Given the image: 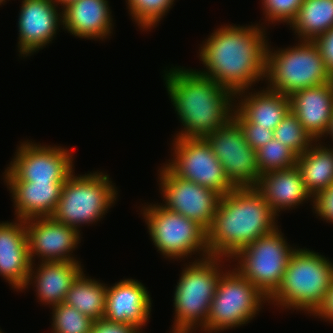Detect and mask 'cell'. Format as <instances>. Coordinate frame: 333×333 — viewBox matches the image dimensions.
Listing matches in <instances>:
<instances>
[{
    "label": "cell",
    "instance_id": "cell-1",
    "mask_svg": "<svg viewBox=\"0 0 333 333\" xmlns=\"http://www.w3.org/2000/svg\"><path fill=\"white\" fill-rule=\"evenodd\" d=\"M258 25H221L214 30L200 46L199 59L206 71L198 72L234 94L265 79L269 44L265 29Z\"/></svg>",
    "mask_w": 333,
    "mask_h": 333
},
{
    "label": "cell",
    "instance_id": "cell-10",
    "mask_svg": "<svg viewBox=\"0 0 333 333\" xmlns=\"http://www.w3.org/2000/svg\"><path fill=\"white\" fill-rule=\"evenodd\" d=\"M284 238L283 233L276 227L231 258L238 260L239 265H235V269L267 298L281 284L288 261L295 250Z\"/></svg>",
    "mask_w": 333,
    "mask_h": 333
},
{
    "label": "cell",
    "instance_id": "cell-7",
    "mask_svg": "<svg viewBox=\"0 0 333 333\" xmlns=\"http://www.w3.org/2000/svg\"><path fill=\"white\" fill-rule=\"evenodd\" d=\"M109 179L108 174L100 171L80 176H74L72 172L63 184L51 217L78 231L82 224L99 221L115 203L118 194Z\"/></svg>",
    "mask_w": 333,
    "mask_h": 333
},
{
    "label": "cell",
    "instance_id": "cell-18",
    "mask_svg": "<svg viewBox=\"0 0 333 333\" xmlns=\"http://www.w3.org/2000/svg\"><path fill=\"white\" fill-rule=\"evenodd\" d=\"M151 297L146 287L134 279H123L107 288L104 318L111 322L146 325L151 313Z\"/></svg>",
    "mask_w": 333,
    "mask_h": 333
},
{
    "label": "cell",
    "instance_id": "cell-24",
    "mask_svg": "<svg viewBox=\"0 0 333 333\" xmlns=\"http://www.w3.org/2000/svg\"><path fill=\"white\" fill-rule=\"evenodd\" d=\"M14 200L16 219L51 217L64 182L5 181Z\"/></svg>",
    "mask_w": 333,
    "mask_h": 333
},
{
    "label": "cell",
    "instance_id": "cell-26",
    "mask_svg": "<svg viewBox=\"0 0 333 333\" xmlns=\"http://www.w3.org/2000/svg\"><path fill=\"white\" fill-rule=\"evenodd\" d=\"M290 27L300 41H314L333 27V0H303Z\"/></svg>",
    "mask_w": 333,
    "mask_h": 333
},
{
    "label": "cell",
    "instance_id": "cell-14",
    "mask_svg": "<svg viewBox=\"0 0 333 333\" xmlns=\"http://www.w3.org/2000/svg\"><path fill=\"white\" fill-rule=\"evenodd\" d=\"M159 185L166 209L197 222L205 230L212 223L221 195L192 181L179 178L166 165L159 169Z\"/></svg>",
    "mask_w": 333,
    "mask_h": 333
},
{
    "label": "cell",
    "instance_id": "cell-38",
    "mask_svg": "<svg viewBox=\"0 0 333 333\" xmlns=\"http://www.w3.org/2000/svg\"><path fill=\"white\" fill-rule=\"evenodd\" d=\"M54 1L57 3V5L61 4L63 10L66 6L77 0H54Z\"/></svg>",
    "mask_w": 333,
    "mask_h": 333
},
{
    "label": "cell",
    "instance_id": "cell-27",
    "mask_svg": "<svg viewBox=\"0 0 333 333\" xmlns=\"http://www.w3.org/2000/svg\"><path fill=\"white\" fill-rule=\"evenodd\" d=\"M107 288L105 284L85 276L82 272L72 283L64 303L76 308L92 320L105 316Z\"/></svg>",
    "mask_w": 333,
    "mask_h": 333
},
{
    "label": "cell",
    "instance_id": "cell-21",
    "mask_svg": "<svg viewBox=\"0 0 333 333\" xmlns=\"http://www.w3.org/2000/svg\"><path fill=\"white\" fill-rule=\"evenodd\" d=\"M254 188L267 201L276 216H279L280 211L292 209L306 200L312 199L310 201L314 202L296 165L263 173Z\"/></svg>",
    "mask_w": 333,
    "mask_h": 333
},
{
    "label": "cell",
    "instance_id": "cell-31",
    "mask_svg": "<svg viewBox=\"0 0 333 333\" xmlns=\"http://www.w3.org/2000/svg\"><path fill=\"white\" fill-rule=\"evenodd\" d=\"M175 0H126L129 14L146 31L157 26Z\"/></svg>",
    "mask_w": 333,
    "mask_h": 333
},
{
    "label": "cell",
    "instance_id": "cell-23",
    "mask_svg": "<svg viewBox=\"0 0 333 333\" xmlns=\"http://www.w3.org/2000/svg\"><path fill=\"white\" fill-rule=\"evenodd\" d=\"M110 10L107 0L74 1L62 10L63 29L79 38L103 40L114 26Z\"/></svg>",
    "mask_w": 333,
    "mask_h": 333
},
{
    "label": "cell",
    "instance_id": "cell-39",
    "mask_svg": "<svg viewBox=\"0 0 333 333\" xmlns=\"http://www.w3.org/2000/svg\"><path fill=\"white\" fill-rule=\"evenodd\" d=\"M328 134L330 135V137L332 138V141H333V112H332V118L330 121L329 129L326 133V136H328Z\"/></svg>",
    "mask_w": 333,
    "mask_h": 333
},
{
    "label": "cell",
    "instance_id": "cell-28",
    "mask_svg": "<svg viewBox=\"0 0 333 333\" xmlns=\"http://www.w3.org/2000/svg\"><path fill=\"white\" fill-rule=\"evenodd\" d=\"M274 138L289 147L297 156L315 142L291 110L274 129Z\"/></svg>",
    "mask_w": 333,
    "mask_h": 333
},
{
    "label": "cell",
    "instance_id": "cell-20",
    "mask_svg": "<svg viewBox=\"0 0 333 333\" xmlns=\"http://www.w3.org/2000/svg\"><path fill=\"white\" fill-rule=\"evenodd\" d=\"M246 92V95H245ZM246 90L237 92L235 98L240 96L236 103L233 118L238 124H258L260 127L273 130L290 111V98L287 95L263 89L256 93ZM243 94V95H242ZM244 96V97H243ZM243 97V98H242Z\"/></svg>",
    "mask_w": 333,
    "mask_h": 333
},
{
    "label": "cell",
    "instance_id": "cell-33",
    "mask_svg": "<svg viewBox=\"0 0 333 333\" xmlns=\"http://www.w3.org/2000/svg\"><path fill=\"white\" fill-rule=\"evenodd\" d=\"M245 140L254 150H258L274 138V131L260 127L258 124H239Z\"/></svg>",
    "mask_w": 333,
    "mask_h": 333
},
{
    "label": "cell",
    "instance_id": "cell-8",
    "mask_svg": "<svg viewBox=\"0 0 333 333\" xmlns=\"http://www.w3.org/2000/svg\"><path fill=\"white\" fill-rule=\"evenodd\" d=\"M230 271V272H229ZM223 272L203 330L217 333L249 323L268 298L235 268Z\"/></svg>",
    "mask_w": 333,
    "mask_h": 333
},
{
    "label": "cell",
    "instance_id": "cell-29",
    "mask_svg": "<svg viewBox=\"0 0 333 333\" xmlns=\"http://www.w3.org/2000/svg\"><path fill=\"white\" fill-rule=\"evenodd\" d=\"M297 158L289 147L273 138L257 150L259 173L291 168L296 165Z\"/></svg>",
    "mask_w": 333,
    "mask_h": 333
},
{
    "label": "cell",
    "instance_id": "cell-5",
    "mask_svg": "<svg viewBox=\"0 0 333 333\" xmlns=\"http://www.w3.org/2000/svg\"><path fill=\"white\" fill-rule=\"evenodd\" d=\"M221 259L217 256L196 259L182 270L174 291L172 333H192L198 326L202 331L205 329L210 305L224 272L220 269Z\"/></svg>",
    "mask_w": 333,
    "mask_h": 333
},
{
    "label": "cell",
    "instance_id": "cell-40",
    "mask_svg": "<svg viewBox=\"0 0 333 333\" xmlns=\"http://www.w3.org/2000/svg\"><path fill=\"white\" fill-rule=\"evenodd\" d=\"M6 0H0V5L3 4Z\"/></svg>",
    "mask_w": 333,
    "mask_h": 333
},
{
    "label": "cell",
    "instance_id": "cell-19",
    "mask_svg": "<svg viewBox=\"0 0 333 333\" xmlns=\"http://www.w3.org/2000/svg\"><path fill=\"white\" fill-rule=\"evenodd\" d=\"M289 98L290 110L314 141L326 137L333 112V81L298 90Z\"/></svg>",
    "mask_w": 333,
    "mask_h": 333
},
{
    "label": "cell",
    "instance_id": "cell-15",
    "mask_svg": "<svg viewBox=\"0 0 333 333\" xmlns=\"http://www.w3.org/2000/svg\"><path fill=\"white\" fill-rule=\"evenodd\" d=\"M28 235L29 256L40 262L78 261L71 256L80 243V231L66 226L52 217H39L25 220Z\"/></svg>",
    "mask_w": 333,
    "mask_h": 333
},
{
    "label": "cell",
    "instance_id": "cell-36",
    "mask_svg": "<svg viewBox=\"0 0 333 333\" xmlns=\"http://www.w3.org/2000/svg\"><path fill=\"white\" fill-rule=\"evenodd\" d=\"M319 47L327 69L333 76V27L314 40Z\"/></svg>",
    "mask_w": 333,
    "mask_h": 333
},
{
    "label": "cell",
    "instance_id": "cell-6",
    "mask_svg": "<svg viewBox=\"0 0 333 333\" xmlns=\"http://www.w3.org/2000/svg\"><path fill=\"white\" fill-rule=\"evenodd\" d=\"M265 80L267 89L290 96L294 92L333 81L314 41L273 49L267 46Z\"/></svg>",
    "mask_w": 333,
    "mask_h": 333
},
{
    "label": "cell",
    "instance_id": "cell-17",
    "mask_svg": "<svg viewBox=\"0 0 333 333\" xmlns=\"http://www.w3.org/2000/svg\"><path fill=\"white\" fill-rule=\"evenodd\" d=\"M31 264L25 221L0 222V276L22 291Z\"/></svg>",
    "mask_w": 333,
    "mask_h": 333
},
{
    "label": "cell",
    "instance_id": "cell-13",
    "mask_svg": "<svg viewBox=\"0 0 333 333\" xmlns=\"http://www.w3.org/2000/svg\"><path fill=\"white\" fill-rule=\"evenodd\" d=\"M206 140L235 188L257 185L261 176L257 166V151L248 145L242 128L234 118L216 128Z\"/></svg>",
    "mask_w": 333,
    "mask_h": 333
},
{
    "label": "cell",
    "instance_id": "cell-25",
    "mask_svg": "<svg viewBox=\"0 0 333 333\" xmlns=\"http://www.w3.org/2000/svg\"><path fill=\"white\" fill-rule=\"evenodd\" d=\"M318 144L315 141L296 162L306 190L313 199L333 185V147Z\"/></svg>",
    "mask_w": 333,
    "mask_h": 333
},
{
    "label": "cell",
    "instance_id": "cell-32",
    "mask_svg": "<svg viewBox=\"0 0 333 333\" xmlns=\"http://www.w3.org/2000/svg\"><path fill=\"white\" fill-rule=\"evenodd\" d=\"M263 13L270 22H286L288 25L295 19L303 0H262Z\"/></svg>",
    "mask_w": 333,
    "mask_h": 333
},
{
    "label": "cell",
    "instance_id": "cell-3",
    "mask_svg": "<svg viewBox=\"0 0 333 333\" xmlns=\"http://www.w3.org/2000/svg\"><path fill=\"white\" fill-rule=\"evenodd\" d=\"M276 217L254 187L234 188L221 196L212 223L206 230L209 255L229 260L278 227Z\"/></svg>",
    "mask_w": 333,
    "mask_h": 333
},
{
    "label": "cell",
    "instance_id": "cell-4",
    "mask_svg": "<svg viewBox=\"0 0 333 333\" xmlns=\"http://www.w3.org/2000/svg\"><path fill=\"white\" fill-rule=\"evenodd\" d=\"M333 281V263L318 252L295 249L288 261L281 284L268 298L282 309L314 314L322 305ZM280 305V306H279Z\"/></svg>",
    "mask_w": 333,
    "mask_h": 333
},
{
    "label": "cell",
    "instance_id": "cell-11",
    "mask_svg": "<svg viewBox=\"0 0 333 333\" xmlns=\"http://www.w3.org/2000/svg\"><path fill=\"white\" fill-rule=\"evenodd\" d=\"M174 139V157L165 165L175 175L214 190L221 196L235 188L226 177L223 165L215 157L206 138Z\"/></svg>",
    "mask_w": 333,
    "mask_h": 333
},
{
    "label": "cell",
    "instance_id": "cell-22",
    "mask_svg": "<svg viewBox=\"0 0 333 333\" xmlns=\"http://www.w3.org/2000/svg\"><path fill=\"white\" fill-rule=\"evenodd\" d=\"M39 267L31 264L25 288L34 283L36 295L43 304L52 307L64 303L67 292L72 283L83 272L79 261H51L39 262ZM34 280V281H33ZM33 281V282H32Z\"/></svg>",
    "mask_w": 333,
    "mask_h": 333
},
{
    "label": "cell",
    "instance_id": "cell-34",
    "mask_svg": "<svg viewBox=\"0 0 333 333\" xmlns=\"http://www.w3.org/2000/svg\"><path fill=\"white\" fill-rule=\"evenodd\" d=\"M312 208L320 219L333 223V185L314 198Z\"/></svg>",
    "mask_w": 333,
    "mask_h": 333
},
{
    "label": "cell",
    "instance_id": "cell-9",
    "mask_svg": "<svg viewBox=\"0 0 333 333\" xmlns=\"http://www.w3.org/2000/svg\"><path fill=\"white\" fill-rule=\"evenodd\" d=\"M142 210L150 237L164 258L185 259L196 252L201 253L200 258L210 256L206 230L197 222L166 209L162 204L145 205Z\"/></svg>",
    "mask_w": 333,
    "mask_h": 333
},
{
    "label": "cell",
    "instance_id": "cell-16",
    "mask_svg": "<svg viewBox=\"0 0 333 333\" xmlns=\"http://www.w3.org/2000/svg\"><path fill=\"white\" fill-rule=\"evenodd\" d=\"M21 5L18 48L19 55L27 57L53 40L63 25V11L54 0H23Z\"/></svg>",
    "mask_w": 333,
    "mask_h": 333
},
{
    "label": "cell",
    "instance_id": "cell-12",
    "mask_svg": "<svg viewBox=\"0 0 333 333\" xmlns=\"http://www.w3.org/2000/svg\"><path fill=\"white\" fill-rule=\"evenodd\" d=\"M54 146L21 142L5 169L4 181L65 182L74 172L73 156L70 150Z\"/></svg>",
    "mask_w": 333,
    "mask_h": 333
},
{
    "label": "cell",
    "instance_id": "cell-37",
    "mask_svg": "<svg viewBox=\"0 0 333 333\" xmlns=\"http://www.w3.org/2000/svg\"><path fill=\"white\" fill-rule=\"evenodd\" d=\"M313 316H319V318L326 319V321H331L333 323V281L326 293L325 299L318 310L313 314Z\"/></svg>",
    "mask_w": 333,
    "mask_h": 333
},
{
    "label": "cell",
    "instance_id": "cell-30",
    "mask_svg": "<svg viewBox=\"0 0 333 333\" xmlns=\"http://www.w3.org/2000/svg\"><path fill=\"white\" fill-rule=\"evenodd\" d=\"M52 309V333H91L94 320L76 308L60 303Z\"/></svg>",
    "mask_w": 333,
    "mask_h": 333
},
{
    "label": "cell",
    "instance_id": "cell-35",
    "mask_svg": "<svg viewBox=\"0 0 333 333\" xmlns=\"http://www.w3.org/2000/svg\"><path fill=\"white\" fill-rule=\"evenodd\" d=\"M140 328L133 324L111 322L105 318L95 320L91 333H141Z\"/></svg>",
    "mask_w": 333,
    "mask_h": 333
},
{
    "label": "cell",
    "instance_id": "cell-2",
    "mask_svg": "<svg viewBox=\"0 0 333 333\" xmlns=\"http://www.w3.org/2000/svg\"><path fill=\"white\" fill-rule=\"evenodd\" d=\"M164 72L169 98L184 126L176 138H206L233 118L232 91L198 70L172 67Z\"/></svg>",
    "mask_w": 333,
    "mask_h": 333
}]
</instances>
